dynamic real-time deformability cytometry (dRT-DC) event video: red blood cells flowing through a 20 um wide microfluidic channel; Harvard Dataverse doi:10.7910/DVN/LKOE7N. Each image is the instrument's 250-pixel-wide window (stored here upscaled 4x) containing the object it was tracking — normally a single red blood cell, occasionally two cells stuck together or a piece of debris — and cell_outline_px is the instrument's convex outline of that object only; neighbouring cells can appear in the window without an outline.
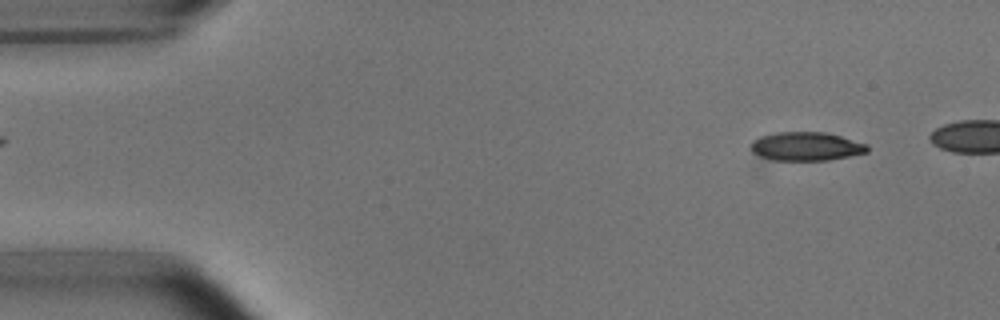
{"species": "common noctule bat (a hibernating species)", "species_latin": "Nyctalus noctula", "temperature_condition": "room temperature", "stored_images_in_passage": 29, "camera_frame_rate_fps": 3000, "um_per_image_px": 0.085, "animal": {"sex": "male", "body_mass_g": 15.6}, "frame": {"image": 1, "passage_image": 4, "time_ms": 1.0, "image_size_px": [1000, 320], "cell_outline_px": [[868, 152], [828, 160], [764, 160], [756, 156], [748, 148], [752, 140], [760, 136], [776, 132], [824, 132], [840, 136], [868, 144]], "centroid_in_image_um": [68.43, 12.45], "position_along_channel_um": 16.6, "area_um2": 19.77}}
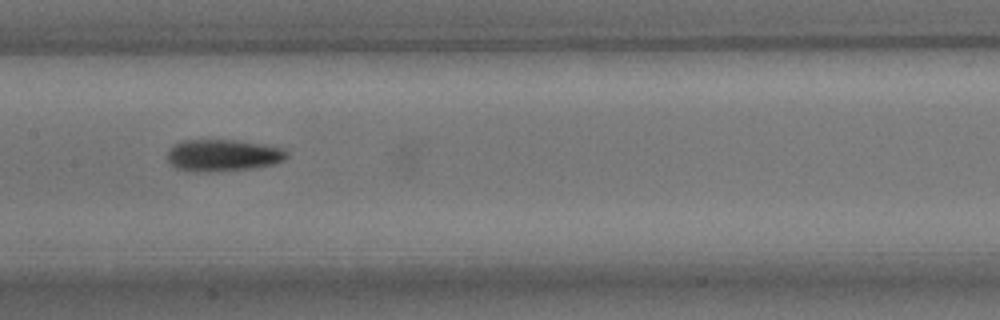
{"frame": {"image": 2, "passage_image": 25, "time_ms": 8.0, "image_size_px": [1000, 320], "cell_outline_px": [[288, 156], [284, 160], [272, 164], [252, 168], [208, 172], [192, 172], [176, 168], [168, 164], [168, 152], [176, 144], [184, 140], [236, 140], [264, 144], [284, 148], [288, 152]], "centroid_in_image_um": [18.96, 13.21], "position_along_channel_um": 188.4, "area_um2": 22.25}}